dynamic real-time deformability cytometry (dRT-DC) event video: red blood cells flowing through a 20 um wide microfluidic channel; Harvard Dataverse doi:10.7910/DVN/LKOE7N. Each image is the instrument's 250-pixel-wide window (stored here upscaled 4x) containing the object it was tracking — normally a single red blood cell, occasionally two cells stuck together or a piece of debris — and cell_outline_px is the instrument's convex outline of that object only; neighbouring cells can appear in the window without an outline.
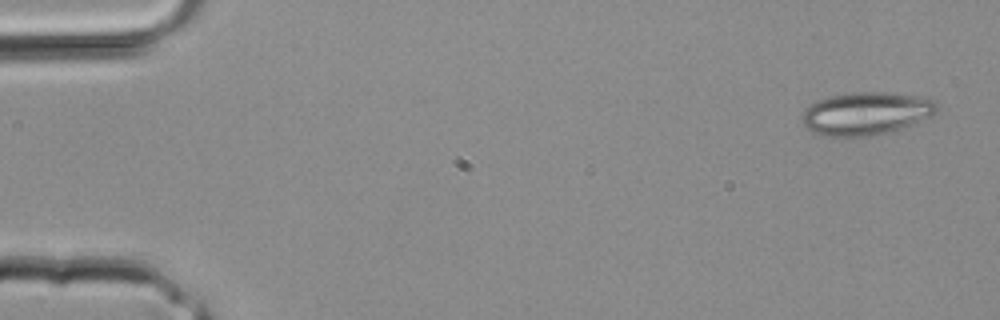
{"species": "common noctule bat (a hibernating species)", "species_latin": "Nyctalus noctula", "temperature_condition": "room temperature", "stored_images_in_passage": 3, "camera_frame_rate_fps": 3000, "um_per_image_px": 0.085, "animal": {"sex": "male", "body_mass_g": 20.4}, "frame": {"image": 1, "passage_image": 1, "time_ms": 0.0, "image_size_px": [1000, 320], "cell_outline_px": [[940, 108], [936, 112], [928, 116], [900, 128], [888, 132], [872, 136], [820, 136], [812, 132], [800, 120], [800, 116], [804, 108], [816, 100], [832, 96], [852, 92], [884, 92], [916, 96], [936, 100]], "centroid_in_image_um": [73.55, 9.64], "position_along_channel_um": 11.5, "area_um2": 33.64}}